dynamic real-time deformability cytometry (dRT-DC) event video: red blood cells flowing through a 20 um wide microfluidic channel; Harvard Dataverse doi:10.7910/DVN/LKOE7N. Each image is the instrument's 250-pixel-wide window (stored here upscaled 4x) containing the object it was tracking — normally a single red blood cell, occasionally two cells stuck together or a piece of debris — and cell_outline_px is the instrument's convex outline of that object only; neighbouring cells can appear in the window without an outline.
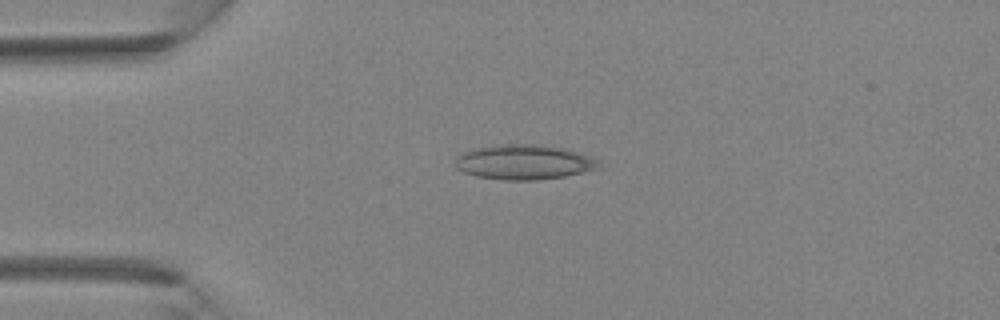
{"species": "Egyptian fruit bat (a non-hibernating species)", "species_latin": "Rousettus aegyptiacus", "temperature_condition": "room temperature", "stored_images_in_passage": 31, "camera_frame_rate_fps": 3000, "um_per_image_px": 0.085, "animal": {"sex": "female"}, "frame": {"image": 1, "passage_image": 1, "time_ms": 0.0, "image_size_px": [1000, 320], "cell_outline_px": [[604, 168], [564, 176], [536, 180], [504, 180], [476, 176], [464, 172], [456, 168], [456, 156], [464, 152], [476, 148], [500, 144], [536, 144], [560, 148], [592, 156], [600, 160]], "centroid_in_image_um": [44.59, 13.79], "position_along_channel_um": 40.4, "area_um2": 29.25}}
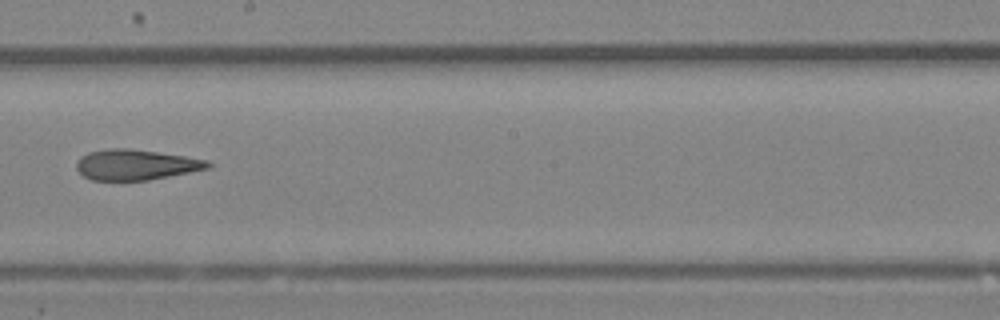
{"frame": {"image": 2, "passage_image": 14, "time_ms": 4.333, "image_size_px": [1000, 320], "cell_outline_px": [[212, 164], [208, 168], [148, 180], [92, 180], [84, 176], [76, 168], [76, 160], [80, 156], [88, 152], [108, 148], [128, 148], [184, 156], [208, 160]], "centroid_in_image_um": [11.49, 13.99], "position_along_channel_um": 236.7, "area_um2": 23.18}}
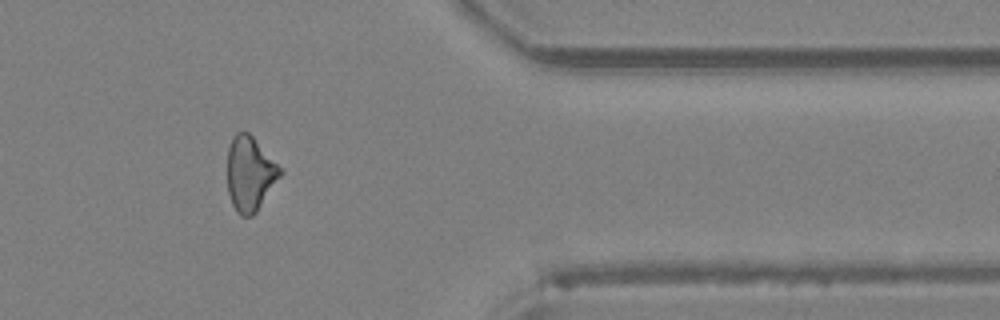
{"frame": {"image": 3, "passage_image": 24, "time_ms": 7.667, "image_size_px": [1000, 320], "cell_outline_px": [[284, 172], [256, 212], [252, 216], [240, 216], [236, 212], [232, 204], [228, 192], [228, 148], [232, 136], [236, 132], [248, 132], [284, 168]], "centroid_in_image_um": [21.27, 14.76], "position_along_channel_um": 390.1, "area_um2": 23.24}}